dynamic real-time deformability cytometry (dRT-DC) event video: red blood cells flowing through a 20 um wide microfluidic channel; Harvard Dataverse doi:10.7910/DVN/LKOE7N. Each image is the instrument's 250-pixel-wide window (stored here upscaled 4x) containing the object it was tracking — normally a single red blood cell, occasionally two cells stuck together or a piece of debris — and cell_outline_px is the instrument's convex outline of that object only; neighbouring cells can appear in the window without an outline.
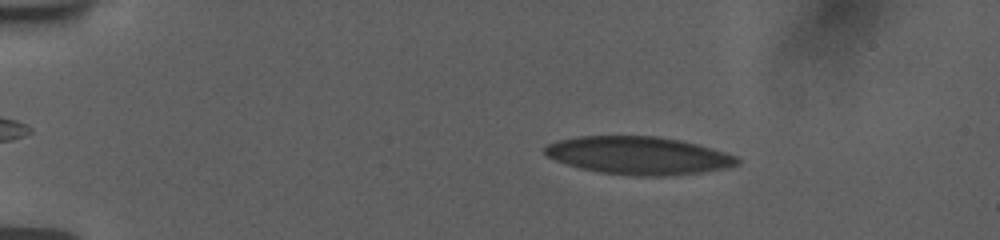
{"species": "human", "species_latin": "Homo sapiens", "temperature_condition": "room temperature", "stored_images_in_passage": 40, "camera_frame_rate_fps": 3000, "um_per_image_px": 0.085, "donor": {"sex": "female"}, "frame": {"image": 1, "passage_image": 3, "time_ms": 2.0, "image_size_px": [1000, 240], "cell_outline_px": [[740, 164], [724, 168], [700, 172], [664, 176], [632, 176], [600, 172], [580, 168], [556, 160], [548, 156], [544, 152], [544, 148], [548, 144], [556, 140], [580, 136], [660, 136], [680, 140], [712, 148], [736, 156], [740, 160]], "centroid_in_image_um": [54.27, 13.21], "position_along_channel_um": 30.7, "area_um2": 42.31}}
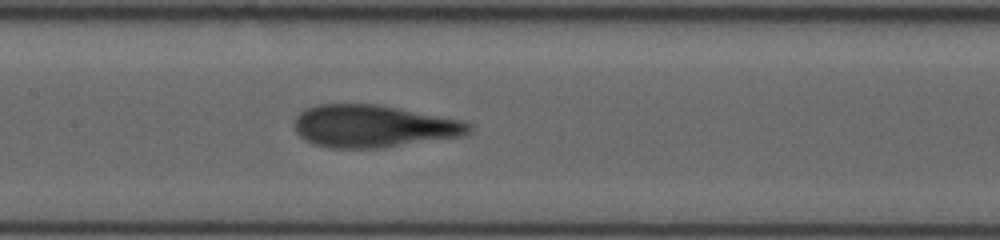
{"frame": {"image": 2, "passage_image": 18, "time_ms": 8.0, "image_size_px": [1000, 240], "cell_outline_px": [[472, 128], [468, 136], [384, 148], [328, 148], [312, 144], [304, 140], [296, 132], [296, 116], [304, 108], [316, 104], [380, 104], [464, 120], [472, 124]], "centroid_in_image_um": [31.81, 10.73], "position_along_channel_um": 175.6, "area_um2": 44.04}}
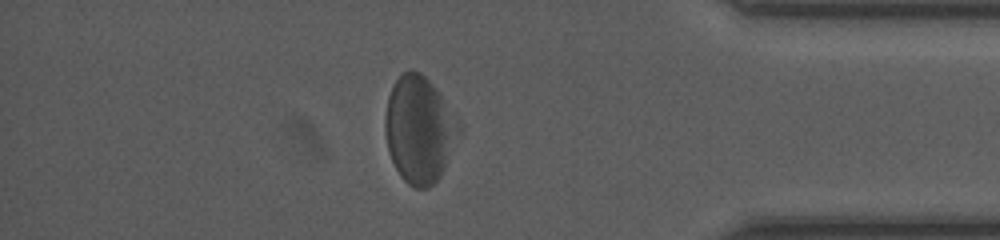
{"frame": {"image": 3, "passage_image": 34, "time_ms": 14.667, "image_size_px": [1000, 240], "cell_outline_px": [[464, 132], [440, 176], [428, 188], [416, 188], [408, 184], [400, 176], [392, 160], [388, 148], [384, 128], [384, 116], [388, 96], [392, 84], [408, 68], [412, 68], [420, 72], [436, 88], [460, 120], [464, 128]], "centroid_in_image_um": [35.69, 10.99], "position_along_channel_um": 399.5, "area_um2": 46.76}, "authors_computed_cell_mechanics": {"area_um2": 44.0147, "velocity_mm_per_s": 3.7167, "shape_relaxation_time_tau1_ms": 4.917, "shape_relaxation_time_tau2_ms": 1.2257, "deformation_change_tau1": 0.1317, "deformation_change_tau2": 0.076}}